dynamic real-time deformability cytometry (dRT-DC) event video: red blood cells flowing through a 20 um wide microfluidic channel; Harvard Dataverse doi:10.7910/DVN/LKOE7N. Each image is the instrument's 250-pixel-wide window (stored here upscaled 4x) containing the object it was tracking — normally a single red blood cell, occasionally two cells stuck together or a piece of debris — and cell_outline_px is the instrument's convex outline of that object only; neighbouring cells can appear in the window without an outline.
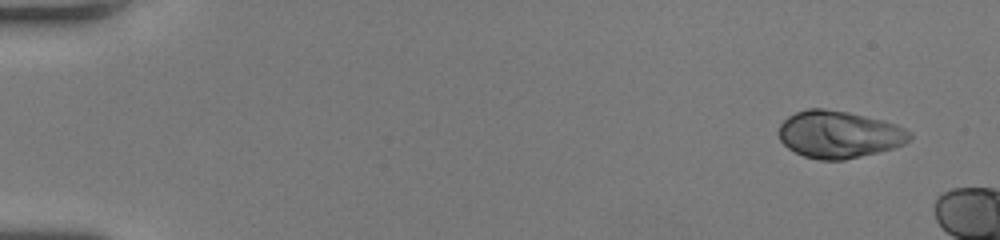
{"species": "human", "species_latin": "Homo sapiens", "temperature_condition": "room temperature", "stored_images_in_passage": 9, "camera_frame_rate_fps": 3000, "um_per_image_px": 0.085, "donor": {"sex": "female"}, "frame": {"image": 1, "passage_image": 3, "time_ms": 0.667, "image_size_px": [1000, 240], "cell_outline_px": [[912, 140], [896, 148], [844, 160], [820, 160], [804, 156], [788, 148], [780, 140], [776, 132], [780, 124], [788, 116], [796, 112], [808, 108], [824, 108], [848, 112], [884, 120], [896, 124], [912, 132]], "centroid_in_image_um": [71.33, 11.42], "position_along_channel_um": 13.7, "area_um2": 36.47}}